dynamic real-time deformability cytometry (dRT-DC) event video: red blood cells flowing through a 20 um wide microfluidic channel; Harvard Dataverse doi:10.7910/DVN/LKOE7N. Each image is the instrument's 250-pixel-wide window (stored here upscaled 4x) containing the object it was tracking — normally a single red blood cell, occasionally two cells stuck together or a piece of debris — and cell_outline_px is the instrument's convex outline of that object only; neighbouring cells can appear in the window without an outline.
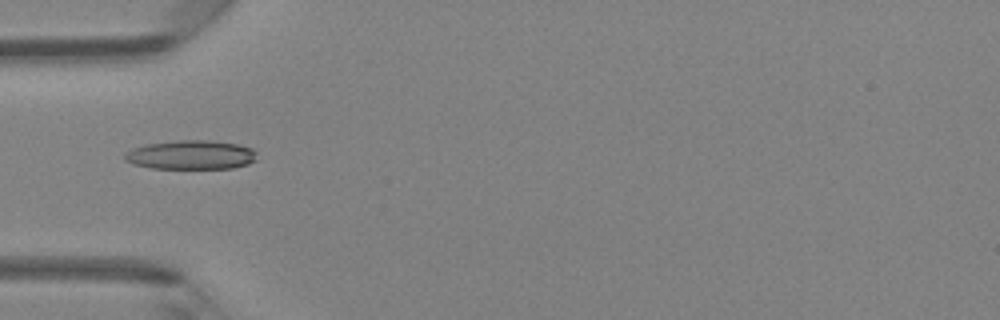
{"species": "Egyptian fruit bat (a non-hibernating species)", "species_latin": "Rousettus aegyptiacus", "temperature_condition": "room temperature", "stored_images_in_passage": 5, "camera_frame_rate_fps": 3000, "um_per_image_px": 0.085, "animal": {"sex": "female"}, "frame": {"image": 1, "passage_image": 5, "time_ms": 1.333, "image_size_px": [1000, 320], "cell_outline_px": [[256, 160], [248, 164], [232, 168], [152, 168], [132, 164], [124, 160], [124, 156], [132, 148], [144, 144], [176, 140], [208, 140], [236, 144], [252, 148], [256, 152]], "centroid_in_image_um": [16.22, 13.16], "position_along_channel_um": 68.8, "area_um2": 22.43}}